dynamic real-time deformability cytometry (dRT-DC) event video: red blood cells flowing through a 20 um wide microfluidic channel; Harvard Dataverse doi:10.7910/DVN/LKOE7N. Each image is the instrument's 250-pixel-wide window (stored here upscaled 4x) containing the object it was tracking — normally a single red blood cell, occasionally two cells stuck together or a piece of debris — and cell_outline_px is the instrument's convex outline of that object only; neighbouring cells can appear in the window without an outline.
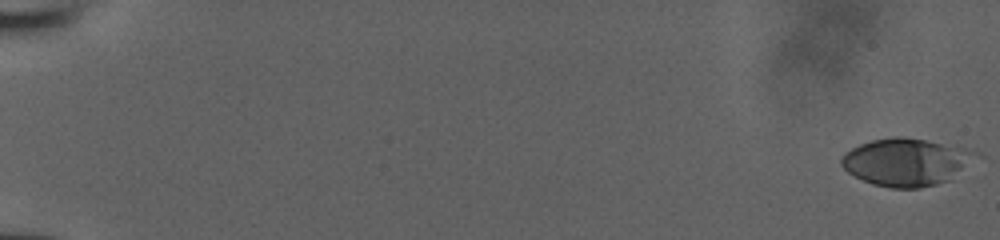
{"species": "human", "species_latin": "Homo sapiens", "temperature_condition": "room temperature", "stored_images_in_passage": 53, "camera_frame_rate_fps": 3000, "um_per_image_px": 0.085, "donor": {"sex": "male"}, "frame": {"image": 1, "passage_image": 1, "time_ms": 0.0, "image_size_px": [1000, 240], "cell_outline_px": [[980, 156], [948, 180], [936, 184], [920, 188], [892, 188], [872, 184], [848, 172], [840, 164], [840, 160], [844, 152], [860, 144], [872, 140], [892, 136], [904, 136], [964, 148], [980, 152]], "centroid_in_image_um": [77.02, 13.76], "position_along_channel_um": 8.0, "area_um2": 37.05}}
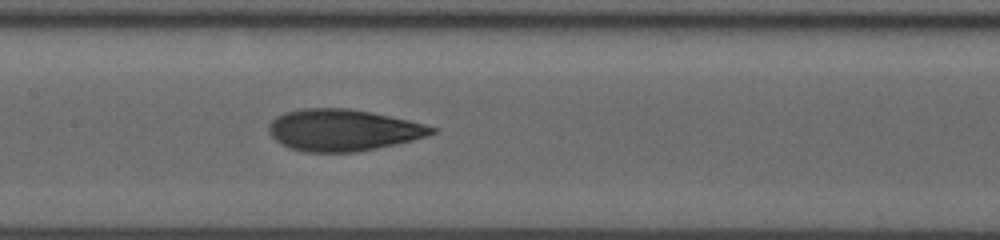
{"frame": {"image": 2, "passage_image": 29, "time_ms": 9.333, "image_size_px": [1000, 240], "cell_outline_px": [[440, 128], [436, 132], [412, 140], [396, 144], [356, 152], [304, 152], [288, 148], [280, 144], [268, 132], [268, 124], [276, 116], [284, 112], [304, 108], [348, 108], [372, 112], [408, 120]], "centroid_in_image_um": [29.12, 11.05], "position_along_channel_um": 178.3, "area_um2": 39.71}}
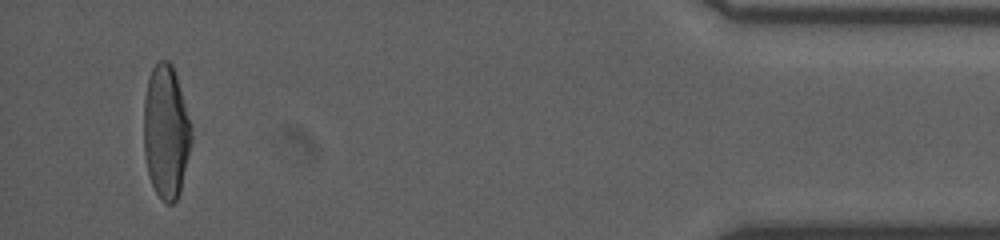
{"frame": {"image": 3, "passage_image": 51, "time_ms": 16.667, "image_size_px": [1000, 240], "cell_outline_px": [[192, 140], [180, 192], [176, 200], [172, 204], [168, 204], [156, 192], [152, 184], [148, 172], [144, 152], [144, 100], [148, 80], [152, 68], [160, 60], [168, 60], [172, 64], [176, 76], [192, 132]], "centroid_in_image_um": [14.1, 11.22], "position_along_channel_um": 421.1, "area_um2": 36.47}}